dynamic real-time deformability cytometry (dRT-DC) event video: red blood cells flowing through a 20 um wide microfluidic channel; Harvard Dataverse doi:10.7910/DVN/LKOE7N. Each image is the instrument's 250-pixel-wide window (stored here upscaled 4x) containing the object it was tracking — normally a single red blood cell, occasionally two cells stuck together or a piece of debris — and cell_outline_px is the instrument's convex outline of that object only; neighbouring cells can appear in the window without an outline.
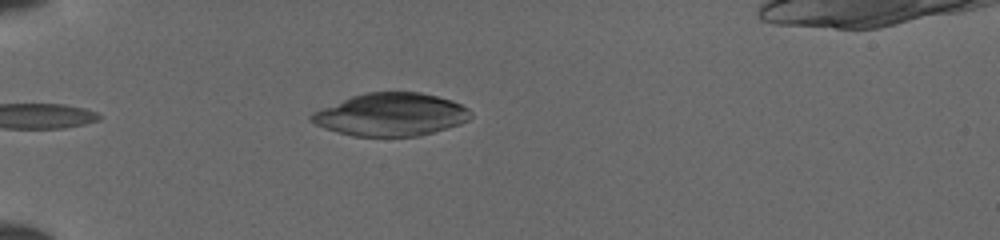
{"species": "common noctule bat (a hibernating species)", "species_latin": "Nyctalus noctula", "temperature_condition": "cold", "stored_images_in_passage": 32, "segment_of_instrument_passage": [1, 2], "camera_frame_rate_fps": 3000, "um_per_image_px": 0.085, "animal": {"sex": "female", "body_mass_g": 19.5, "forearm_length_mm": 54.1}, "frame": {"image": 1, "passage_image": 1, "time_ms": 0.0, "image_size_px": [1000, 240], "cell_outline_px": [[460, 108], [368, 112], [364, 112], [340, 108], [356, 100], [368, 96], [388, 92], [404, 92], [428, 96], [444, 100], [456, 104]], "centroid_in_image_um": [33.85, 8.75], "position_along_channel_um": 51.2, "area_um2": 11.16}}